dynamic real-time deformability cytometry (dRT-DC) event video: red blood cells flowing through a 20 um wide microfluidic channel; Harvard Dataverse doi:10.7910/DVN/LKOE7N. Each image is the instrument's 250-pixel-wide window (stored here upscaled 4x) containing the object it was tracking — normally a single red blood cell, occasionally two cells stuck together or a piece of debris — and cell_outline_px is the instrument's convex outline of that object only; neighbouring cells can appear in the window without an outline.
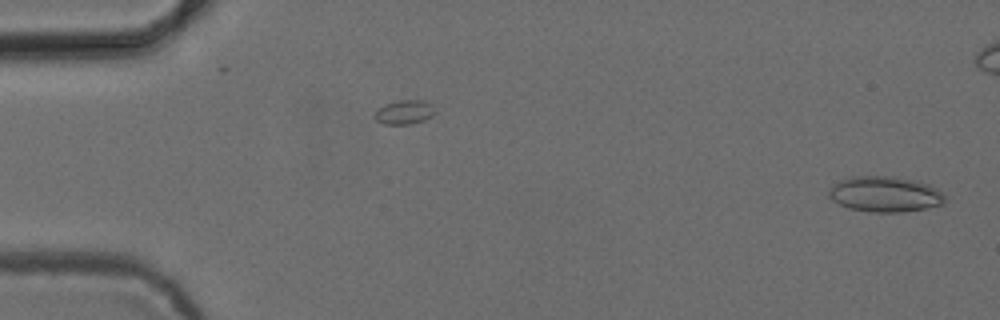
{"species": "common noctule bat (a hibernating species)", "species_latin": "Nyctalus noctula", "temperature_condition": "cold", "stored_images_in_passage": 46, "camera_frame_rate_fps": 3000, "um_per_image_px": 0.085, "animal": {"sex": "female", "body_mass_g": 24.6, "forearm_length_mm": 56.2}, "frame": {"image": 1, "passage_image": 1, "time_ms": 0.0, "image_size_px": [1000, 320], "cell_outline_px": [[944, 204], [924, 208], [900, 212], [868, 212], [848, 208], [832, 200], [828, 196], [828, 188], [832, 184], [848, 176], [892, 176], [912, 180], [928, 184], [936, 188], [944, 196]], "centroid_in_image_um": [75.15, 16.5], "position_along_channel_um": 9.9, "area_um2": 24.1}}
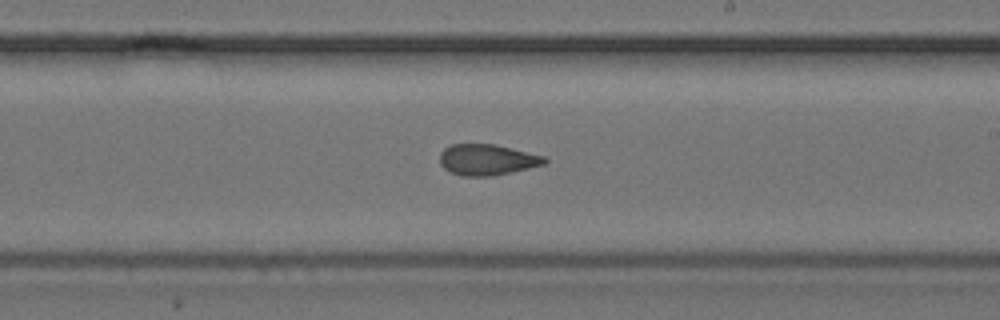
{"frame": {"image": 2, "passage_image": 30, "time_ms": 9.667, "image_size_px": [1000, 320], "cell_outline_px": [[548, 160], [544, 164], [492, 176], [460, 176], [444, 168], [440, 164], [440, 152], [444, 148], [452, 144], [496, 144], [544, 156]], "centroid_in_image_um": [41.37, 13.57], "position_along_channel_um": 247.6, "area_um2": 18.79}}
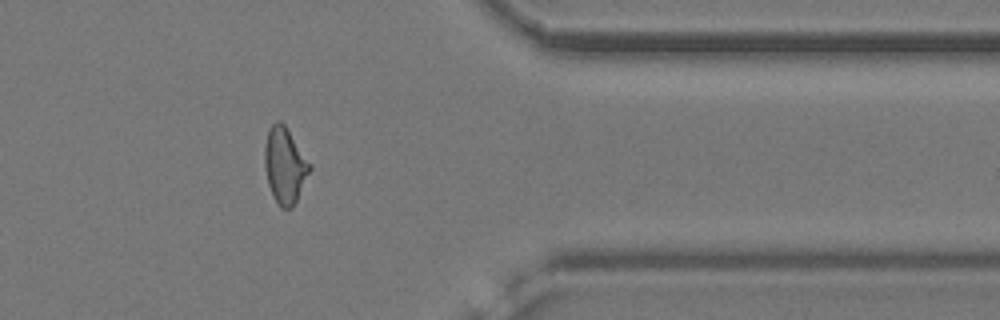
{"frame": {"image": 3, "passage_image": 42, "time_ms": 13.667, "image_size_px": [1000, 320], "cell_outline_px": [[312, 168], [292, 208], [280, 208], [272, 196], [268, 184], [264, 164], [264, 148], [268, 128], [276, 120], [280, 120], [284, 124], [312, 164]], "centroid_in_image_um": [24.2, 14.05], "position_along_channel_um": 387.2, "area_um2": 20.11}}